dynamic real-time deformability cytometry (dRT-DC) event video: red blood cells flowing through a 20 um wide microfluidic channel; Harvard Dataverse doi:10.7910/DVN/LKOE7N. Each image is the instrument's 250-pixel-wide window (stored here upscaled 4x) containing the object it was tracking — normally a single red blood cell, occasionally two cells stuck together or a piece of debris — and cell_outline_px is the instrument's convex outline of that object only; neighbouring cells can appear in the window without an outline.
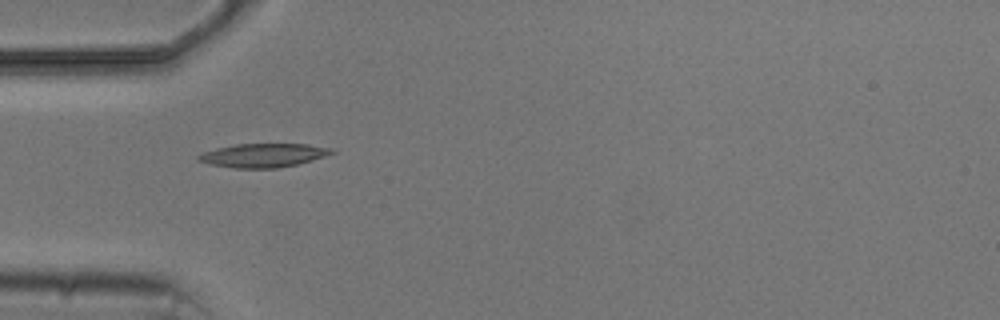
{"species": "common noctule bat (a hibernating species)", "species_latin": "Nyctalus noctula", "temperature_condition": "cold", "stored_images_in_passage": 2, "camera_frame_rate_fps": 3000, "um_per_image_px": 0.085, "animal": {"sex": "male", "body_mass_g": 20.5, "forearm_length_mm": 52.5}, "frame": {"image": 1, "passage_image": 1, "time_ms": 0.0, "image_size_px": [1000, 320], "cell_outline_px": [[336, 152], [312, 160], [296, 164], [276, 168], [236, 168], [212, 164], [196, 160], [196, 156], [204, 152], [216, 148], [236, 144], [308, 144], [332, 148]], "centroid_in_image_um": [22.38, 13.19], "position_along_channel_um": 62.6, "area_um2": 18.26}}
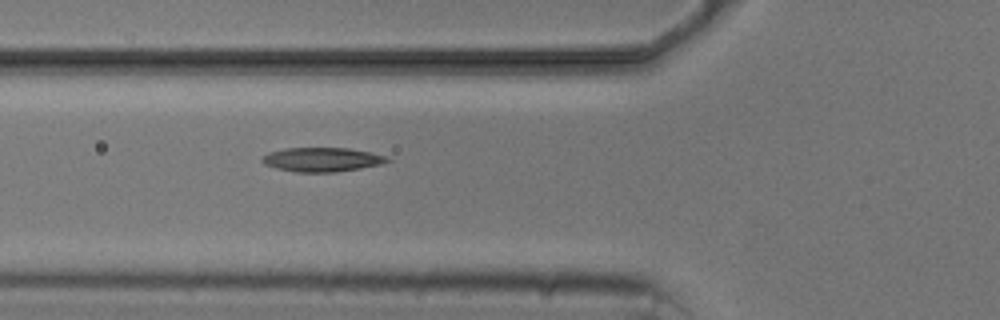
{"frame": {"image": 2, "passage_image": 2, "time_ms": 1.0, "image_size_px": [1000, 320], "cell_outline_px": [[392, 160], [380, 164], [360, 168], [336, 172], [296, 172], [276, 168], [264, 164], [260, 160], [260, 156], [268, 152], [284, 148], [348, 148], [388, 156]], "centroid_in_image_um": [27.32, 13.56], "position_along_channel_um": 98.5, "area_um2": 17.69}}